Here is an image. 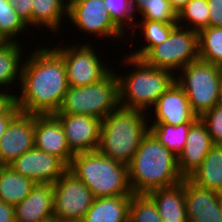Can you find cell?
Segmentation results:
<instances>
[{
	"instance_id": "obj_5",
	"label": "cell",
	"mask_w": 222,
	"mask_h": 222,
	"mask_svg": "<svg viewBox=\"0 0 222 222\" xmlns=\"http://www.w3.org/2000/svg\"><path fill=\"white\" fill-rule=\"evenodd\" d=\"M68 170L91 190L95 198L133 195L128 166L104 156L99 150L75 153Z\"/></svg>"
},
{
	"instance_id": "obj_27",
	"label": "cell",
	"mask_w": 222,
	"mask_h": 222,
	"mask_svg": "<svg viewBox=\"0 0 222 222\" xmlns=\"http://www.w3.org/2000/svg\"><path fill=\"white\" fill-rule=\"evenodd\" d=\"M193 123H184L177 126L165 123H152L149 132L168 150L177 157L183 152L188 131Z\"/></svg>"
},
{
	"instance_id": "obj_32",
	"label": "cell",
	"mask_w": 222,
	"mask_h": 222,
	"mask_svg": "<svg viewBox=\"0 0 222 222\" xmlns=\"http://www.w3.org/2000/svg\"><path fill=\"white\" fill-rule=\"evenodd\" d=\"M128 222H163L154 201L147 194H133Z\"/></svg>"
},
{
	"instance_id": "obj_23",
	"label": "cell",
	"mask_w": 222,
	"mask_h": 222,
	"mask_svg": "<svg viewBox=\"0 0 222 222\" xmlns=\"http://www.w3.org/2000/svg\"><path fill=\"white\" fill-rule=\"evenodd\" d=\"M65 16L68 17V3L65 0H32V27H45L59 33Z\"/></svg>"
},
{
	"instance_id": "obj_18",
	"label": "cell",
	"mask_w": 222,
	"mask_h": 222,
	"mask_svg": "<svg viewBox=\"0 0 222 222\" xmlns=\"http://www.w3.org/2000/svg\"><path fill=\"white\" fill-rule=\"evenodd\" d=\"M214 146L206 125L198 118L190 127L183 152L178 157V169L188 178Z\"/></svg>"
},
{
	"instance_id": "obj_26",
	"label": "cell",
	"mask_w": 222,
	"mask_h": 222,
	"mask_svg": "<svg viewBox=\"0 0 222 222\" xmlns=\"http://www.w3.org/2000/svg\"><path fill=\"white\" fill-rule=\"evenodd\" d=\"M177 23H164L161 21H151V20H139L135 23L134 31L131 32L132 35L138 34L136 33V29L141 28V33L144 35V41L147 43L142 48L136 50H132V52L128 53L129 56L141 59L152 47L161 44L164 42L172 30L177 26Z\"/></svg>"
},
{
	"instance_id": "obj_12",
	"label": "cell",
	"mask_w": 222,
	"mask_h": 222,
	"mask_svg": "<svg viewBox=\"0 0 222 222\" xmlns=\"http://www.w3.org/2000/svg\"><path fill=\"white\" fill-rule=\"evenodd\" d=\"M9 167L35 184H54L68 170L60 158L35 147L14 160Z\"/></svg>"
},
{
	"instance_id": "obj_8",
	"label": "cell",
	"mask_w": 222,
	"mask_h": 222,
	"mask_svg": "<svg viewBox=\"0 0 222 222\" xmlns=\"http://www.w3.org/2000/svg\"><path fill=\"white\" fill-rule=\"evenodd\" d=\"M198 58V32L177 25L164 42L152 47L141 59L152 67L177 74Z\"/></svg>"
},
{
	"instance_id": "obj_44",
	"label": "cell",
	"mask_w": 222,
	"mask_h": 222,
	"mask_svg": "<svg viewBox=\"0 0 222 222\" xmlns=\"http://www.w3.org/2000/svg\"><path fill=\"white\" fill-rule=\"evenodd\" d=\"M73 0H66V2L69 4L70 2H72Z\"/></svg>"
},
{
	"instance_id": "obj_3",
	"label": "cell",
	"mask_w": 222,
	"mask_h": 222,
	"mask_svg": "<svg viewBox=\"0 0 222 222\" xmlns=\"http://www.w3.org/2000/svg\"><path fill=\"white\" fill-rule=\"evenodd\" d=\"M149 121L141 110L118 107L101 122L98 150L115 162L129 166L140 142L149 132Z\"/></svg>"
},
{
	"instance_id": "obj_1",
	"label": "cell",
	"mask_w": 222,
	"mask_h": 222,
	"mask_svg": "<svg viewBox=\"0 0 222 222\" xmlns=\"http://www.w3.org/2000/svg\"><path fill=\"white\" fill-rule=\"evenodd\" d=\"M37 45L30 57L24 58L16 105L27 114H55L69 87L65 63L54 46Z\"/></svg>"
},
{
	"instance_id": "obj_13",
	"label": "cell",
	"mask_w": 222,
	"mask_h": 222,
	"mask_svg": "<svg viewBox=\"0 0 222 222\" xmlns=\"http://www.w3.org/2000/svg\"><path fill=\"white\" fill-rule=\"evenodd\" d=\"M63 127L68 146L74 153L98 150L101 122L98 117L53 114Z\"/></svg>"
},
{
	"instance_id": "obj_24",
	"label": "cell",
	"mask_w": 222,
	"mask_h": 222,
	"mask_svg": "<svg viewBox=\"0 0 222 222\" xmlns=\"http://www.w3.org/2000/svg\"><path fill=\"white\" fill-rule=\"evenodd\" d=\"M35 185L9 165H0V201L15 206L30 194Z\"/></svg>"
},
{
	"instance_id": "obj_4",
	"label": "cell",
	"mask_w": 222,
	"mask_h": 222,
	"mask_svg": "<svg viewBox=\"0 0 222 222\" xmlns=\"http://www.w3.org/2000/svg\"><path fill=\"white\" fill-rule=\"evenodd\" d=\"M123 58V65L125 63V66H132L133 69L123 76L121 72L116 73L119 105L126 109L146 111L147 115H150L149 107L152 109L158 98L175 81V74L169 70L152 67L142 59L129 55Z\"/></svg>"
},
{
	"instance_id": "obj_35",
	"label": "cell",
	"mask_w": 222,
	"mask_h": 222,
	"mask_svg": "<svg viewBox=\"0 0 222 222\" xmlns=\"http://www.w3.org/2000/svg\"><path fill=\"white\" fill-rule=\"evenodd\" d=\"M23 19V21L31 26L32 0H7Z\"/></svg>"
},
{
	"instance_id": "obj_42",
	"label": "cell",
	"mask_w": 222,
	"mask_h": 222,
	"mask_svg": "<svg viewBox=\"0 0 222 222\" xmlns=\"http://www.w3.org/2000/svg\"><path fill=\"white\" fill-rule=\"evenodd\" d=\"M41 222H61V221L59 219H57L55 216H52L50 218L42 220Z\"/></svg>"
},
{
	"instance_id": "obj_20",
	"label": "cell",
	"mask_w": 222,
	"mask_h": 222,
	"mask_svg": "<svg viewBox=\"0 0 222 222\" xmlns=\"http://www.w3.org/2000/svg\"><path fill=\"white\" fill-rule=\"evenodd\" d=\"M147 195L154 201L163 222H188L184 180L169 188L150 191Z\"/></svg>"
},
{
	"instance_id": "obj_36",
	"label": "cell",
	"mask_w": 222,
	"mask_h": 222,
	"mask_svg": "<svg viewBox=\"0 0 222 222\" xmlns=\"http://www.w3.org/2000/svg\"><path fill=\"white\" fill-rule=\"evenodd\" d=\"M209 7V26L222 27V0H207Z\"/></svg>"
},
{
	"instance_id": "obj_15",
	"label": "cell",
	"mask_w": 222,
	"mask_h": 222,
	"mask_svg": "<svg viewBox=\"0 0 222 222\" xmlns=\"http://www.w3.org/2000/svg\"><path fill=\"white\" fill-rule=\"evenodd\" d=\"M35 148L60 158L67 166L70 165L74 152L68 142L60 121L53 115L34 114Z\"/></svg>"
},
{
	"instance_id": "obj_41",
	"label": "cell",
	"mask_w": 222,
	"mask_h": 222,
	"mask_svg": "<svg viewBox=\"0 0 222 222\" xmlns=\"http://www.w3.org/2000/svg\"><path fill=\"white\" fill-rule=\"evenodd\" d=\"M218 104L222 106V73H221V78H220V91H219Z\"/></svg>"
},
{
	"instance_id": "obj_43",
	"label": "cell",
	"mask_w": 222,
	"mask_h": 222,
	"mask_svg": "<svg viewBox=\"0 0 222 222\" xmlns=\"http://www.w3.org/2000/svg\"><path fill=\"white\" fill-rule=\"evenodd\" d=\"M218 202H219V206H220V210L222 212V190L218 191Z\"/></svg>"
},
{
	"instance_id": "obj_28",
	"label": "cell",
	"mask_w": 222,
	"mask_h": 222,
	"mask_svg": "<svg viewBox=\"0 0 222 222\" xmlns=\"http://www.w3.org/2000/svg\"><path fill=\"white\" fill-rule=\"evenodd\" d=\"M132 8L143 20L177 23V13L168 0H131Z\"/></svg>"
},
{
	"instance_id": "obj_30",
	"label": "cell",
	"mask_w": 222,
	"mask_h": 222,
	"mask_svg": "<svg viewBox=\"0 0 222 222\" xmlns=\"http://www.w3.org/2000/svg\"><path fill=\"white\" fill-rule=\"evenodd\" d=\"M29 26L7 0H0V42H17ZM21 33V34H20Z\"/></svg>"
},
{
	"instance_id": "obj_29",
	"label": "cell",
	"mask_w": 222,
	"mask_h": 222,
	"mask_svg": "<svg viewBox=\"0 0 222 222\" xmlns=\"http://www.w3.org/2000/svg\"><path fill=\"white\" fill-rule=\"evenodd\" d=\"M199 58L222 67V27H206L198 32Z\"/></svg>"
},
{
	"instance_id": "obj_2",
	"label": "cell",
	"mask_w": 222,
	"mask_h": 222,
	"mask_svg": "<svg viewBox=\"0 0 222 222\" xmlns=\"http://www.w3.org/2000/svg\"><path fill=\"white\" fill-rule=\"evenodd\" d=\"M128 173L133 194L169 188L184 180L178 169V157L150 132L140 142L128 166Z\"/></svg>"
},
{
	"instance_id": "obj_33",
	"label": "cell",
	"mask_w": 222,
	"mask_h": 222,
	"mask_svg": "<svg viewBox=\"0 0 222 222\" xmlns=\"http://www.w3.org/2000/svg\"><path fill=\"white\" fill-rule=\"evenodd\" d=\"M104 6L107 8L113 23L125 33V35L128 28L130 32L134 31L137 19H135L134 16L135 12L132 8L131 0H104Z\"/></svg>"
},
{
	"instance_id": "obj_7",
	"label": "cell",
	"mask_w": 222,
	"mask_h": 222,
	"mask_svg": "<svg viewBox=\"0 0 222 222\" xmlns=\"http://www.w3.org/2000/svg\"><path fill=\"white\" fill-rule=\"evenodd\" d=\"M221 73V66L200 58L177 72L175 82L184 90L198 117L218 104Z\"/></svg>"
},
{
	"instance_id": "obj_40",
	"label": "cell",
	"mask_w": 222,
	"mask_h": 222,
	"mask_svg": "<svg viewBox=\"0 0 222 222\" xmlns=\"http://www.w3.org/2000/svg\"><path fill=\"white\" fill-rule=\"evenodd\" d=\"M172 8L178 14L179 11L188 3L189 0H168Z\"/></svg>"
},
{
	"instance_id": "obj_21",
	"label": "cell",
	"mask_w": 222,
	"mask_h": 222,
	"mask_svg": "<svg viewBox=\"0 0 222 222\" xmlns=\"http://www.w3.org/2000/svg\"><path fill=\"white\" fill-rule=\"evenodd\" d=\"M132 195L99 197L81 222H128Z\"/></svg>"
},
{
	"instance_id": "obj_34",
	"label": "cell",
	"mask_w": 222,
	"mask_h": 222,
	"mask_svg": "<svg viewBox=\"0 0 222 222\" xmlns=\"http://www.w3.org/2000/svg\"><path fill=\"white\" fill-rule=\"evenodd\" d=\"M199 118L206 125L214 145H222V106L215 105Z\"/></svg>"
},
{
	"instance_id": "obj_22",
	"label": "cell",
	"mask_w": 222,
	"mask_h": 222,
	"mask_svg": "<svg viewBox=\"0 0 222 222\" xmlns=\"http://www.w3.org/2000/svg\"><path fill=\"white\" fill-rule=\"evenodd\" d=\"M188 179L201 188L222 190V145H214Z\"/></svg>"
},
{
	"instance_id": "obj_19",
	"label": "cell",
	"mask_w": 222,
	"mask_h": 222,
	"mask_svg": "<svg viewBox=\"0 0 222 222\" xmlns=\"http://www.w3.org/2000/svg\"><path fill=\"white\" fill-rule=\"evenodd\" d=\"M53 184H36L30 194L14 206L15 222H41L53 216Z\"/></svg>"
},
{
	"instance_id": "obj_10",
	"label": "cell",
	"mask_w": 222,
	"mask_h": 222,
	"mask_svg": "<svg viewBox=\"0 0 222 222\" xmlns=\"http://www.w3.org/2000/svg\"><path fill=\"white\" fill-rule=\"evenodd\" d=\"M53 216L61 222H81L93 204L91 190L67 170L54 184Z\"/></svg>"
},
{
	"instance_id": "obj_25",
	"label": "cell",
	"mask_w": 222,
	"mask_h": 222,
	"mask_svg": "<svg viewBox=\"0 0 222 222\" xmlns=\"http://www.w3.org/2000/svg\"><path fill=\"white\" fill-rule=\"evenodd\" d=\"M21 42H0V90L3 87L15 86V80L20 84L23 60ZM22 61V63H21ZM8 85V86H7Z\"/></svg>"
},
{
	"instance_id": "obj_11",
	"label": "cell",
	"mask_w": 222,
	"mask_h": 222,
	"mask_svg": "<svg viewBox=\"0 0 222 222\" xmlns=\"http://www.w3.org/2000/svg\"><path fill=\"white\" fill-rule=\"evenodd\" d=\"M68 20L78 30L100 38L120 39L124 33L113 23L104 0H73L68 4ZM123 34V35H122ZM106 36V37H105Z\"/></svg>"
},
{
	"instance_id": "obj_39",
	"label": "cell",
	"mask_w": 222,
	"mask_h": 222,
	"mask_svg": "<svg viewBox=\"0 0 222 222\" xmlns=\"http://www.w3.org/2000/svg\"><path fill=\"white\" fill-rule=\"evenodd\" d=\"M20 112L17 105H15L6 115L0 116V139L6 131L10 121Z\"/></svg>"
},
{
	"instance_id": "obj_6",
	"label": "cell",
	"mask_w": 222,
	"mask_h": 222,
	"mask_svg": "<svg viewBox=\"0 0 222 222\" xmlns=\"http://www.w3.org/2000/svg\"><path fill=\"white\" fill-rule=\"evenodd\" d=\"M112 70L100 81L79 87H68L55 114L86 115L104 119L119 105L118 78Z\"/></svg>"
},
{
	"instance_id": "obj_17",
	"label": "cell",
	"mask_w": 222,
	"mask_h": 222,
	"mask_svg": "<svg viewBox=\"0 0 222 222\" xmlns=\"http://www.w3.org/2000/svg\"><path fill=\"white\" fill-rule=\"evenodd\" d=\"M188 222H222L218 193L201 188L184 178Z\"/></svg>"
},
{
	"instance_id": "obj_16",
	"label": "cell",
	"mask_w": 222,
	"mask_h": 222,
	"mask_svg": "<svg viewBox=\"0 0 222 222\" xmlns=\"http://www.w3.org/2000/svg\"><path fill=\"white\" fill-rule=\"evenodd\" d=\"M154 110L151 123H165L172 126L194 123L199 117L192 111L184 90L174 81L158 98L150 111Z\"/></svg>"
},
{
	"instance_id": "obj_37",
	"label": "cell",
	"mask_w": 222,
	"mask_h": 222,
	"mask_svg": "<svg viewBox=\"0 0 222 222\" xmlns=\"http://www.w3.org/2000/svg\"><path fill=\"white\" fill-rule=\"evenodd\" d=\"M7 88H5L3 91H0V116L6 115L15 105H16V99H15V93H7Z\"/></svg>"
},
{
	"instance_id": "obj_9",
	"label": "cell",
	"mask_w": 222,
	"mask_h": 222,
	"mask_svg": "<svg viewBox=\"0 0 222 222\" xmlns=\"http://www.w3.org/2000/svg\"><path fill=\"white\" fill-rule=\"evenodd\" d=\"M81 45V46H80ZM54 48L63 58L70 87L87 86L103 79L112 69L89 43Z\"/></svg>"
},
{
	"instance_id": "obj_14",
	"label": "cell",
	"mask_w": 222,
	"mask_h": 222,
	"mask_svg": "<svg viewBox=\"0 0 222 222\" xmlns=\"http://www.w3.org/2000/svg\"><path fill=\"white\" fill-rule=\"evenodd\" d=\"M34 147V114L19 112L0 139V165L11 164Z\"/></svg>"
},
{
	"instance_id": "obj_38",
	"label": "cell",
	"mask_w": 222,
	"mask_h": 222,
	"mask_svg": "<svg viewBox=\"0 0 222 222\" xmlns=\"http://www.w3.org/2000/svg\"><path fill=\"white\" fill-rule=\"evenodd\" d=\"M14 206L0 201V222H15Z\"/></svg>"
},
{
	"instance_id": "obj_31",
	"label": "cell",
	"mask_w": 222,
	"mask_h": 222,
	"mask_svg": "<svg viewBox=\"0 0 222 222\" xmlns=\"http://www.w3.org/2000/svg\"><path fill=\"white\" fill-rule=\"evenodd\" d=\"M177 24L197 32L209 27L207 0H189L177 14Z\"/></svg>"
}]
</instances>
